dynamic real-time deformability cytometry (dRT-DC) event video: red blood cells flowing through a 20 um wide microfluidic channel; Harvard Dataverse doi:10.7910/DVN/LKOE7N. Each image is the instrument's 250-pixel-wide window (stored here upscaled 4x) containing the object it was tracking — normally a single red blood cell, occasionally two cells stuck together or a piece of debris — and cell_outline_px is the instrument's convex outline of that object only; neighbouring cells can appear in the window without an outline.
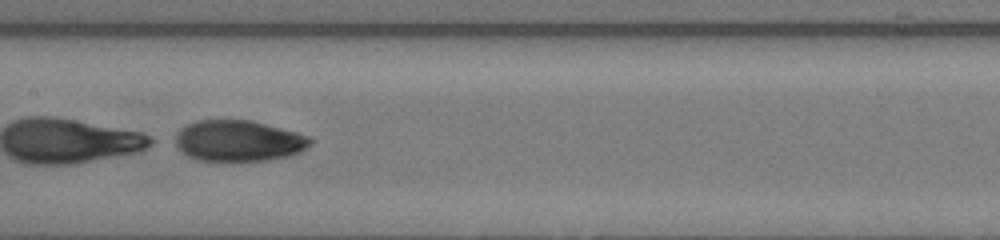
{"species": "human", "species_latin": "Homo sapiens", "temperature_condition": "warm", "stored_images_in_passage": 46, "segment_of_instrument_passage": [2, 2], "camera_frame_rate_fps": 3000, "um_per_image_px": 0.085, "donor": {"sex": "female"}, "frame": {"image": 1, "passage_image": 23, "time_ms": 7.333, "image_size_px": [1000, 240], "cell_outline_px": [[316, 140], [312, 144], [288, 156], [268, 160], [196, 160], [180, 152], [176, 144], [176, 132], [180, 128], [196, 120], [252, 120], [296, 132], [308, 136]], "centroid_in_image_um": [20.25, 11.96], "position_along_channel_um": 187.1, "area_um2": 32.19}}
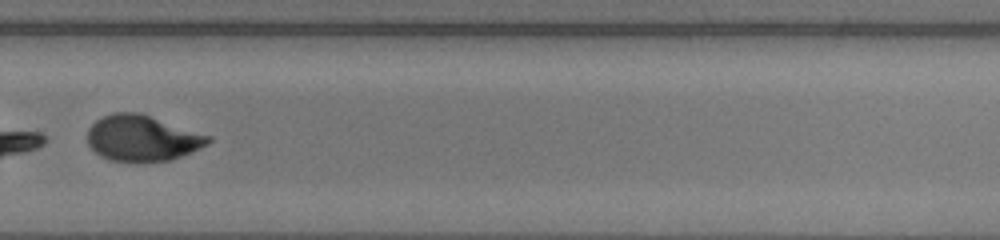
{"frame": {"image": 2, "passage_image": 32, "time_ms": 10.333, "image_size_px": [1000, 240], "cell_outline_px": [[212, 140], [208, 144], [200, 148], [172, 160], [108, 160], [100, 156], [88, 144], [88, 128], [96, 120], [104, 116], [116, 112], [140, 112], [212, 136]], "centroid_in_image_um": [12.11, 11.72], "position_along_channel_um": 317.7, "area_um2": 32.02}}